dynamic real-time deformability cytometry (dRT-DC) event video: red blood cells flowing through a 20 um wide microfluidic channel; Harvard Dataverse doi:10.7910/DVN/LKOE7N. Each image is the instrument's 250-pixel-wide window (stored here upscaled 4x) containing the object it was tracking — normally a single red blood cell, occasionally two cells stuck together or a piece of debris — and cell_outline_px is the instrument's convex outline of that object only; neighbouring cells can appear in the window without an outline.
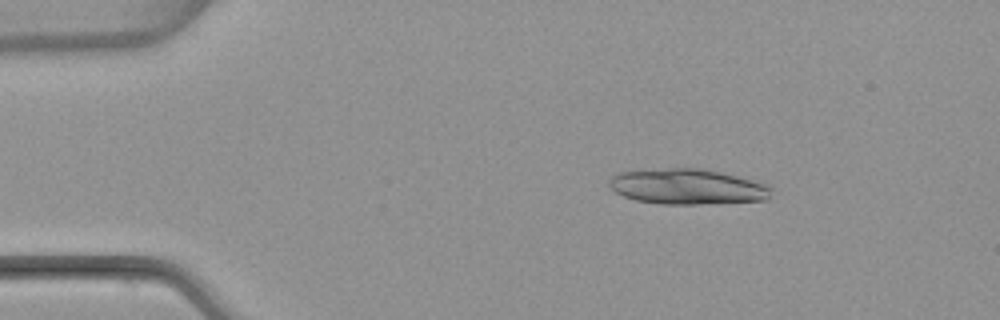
{"species": "common noctule bat (a hibernating species)", "species_latin": "Nyctalus noctula", "temperature_condition": "warm", "stored_images_in_passage": 3, "camera_frame_rate_fps": 3000, "um_per_image_px": 0.085, "animal": {"sex": "female", "body_mass_g": 22.7, "forearm_length_mm": 54.2}, "frame": {"image": 1, "passage_image": 1, "time_ms": 0.0, "image_size_px": [1000, 320], "cell_outline_px": [[776, 188], [768, 200], [696, 204], [660, 204], [636, 200], [624, 196], [616, 192], [608, 184], [608, 180], [612, 176], [620, 172], [668, 168], [708, 168], [764, 184]], "centroid_in_image_um": [58.46, 15.86], "position_along_channel_um": 26.5, "area_um2": 33.58}}